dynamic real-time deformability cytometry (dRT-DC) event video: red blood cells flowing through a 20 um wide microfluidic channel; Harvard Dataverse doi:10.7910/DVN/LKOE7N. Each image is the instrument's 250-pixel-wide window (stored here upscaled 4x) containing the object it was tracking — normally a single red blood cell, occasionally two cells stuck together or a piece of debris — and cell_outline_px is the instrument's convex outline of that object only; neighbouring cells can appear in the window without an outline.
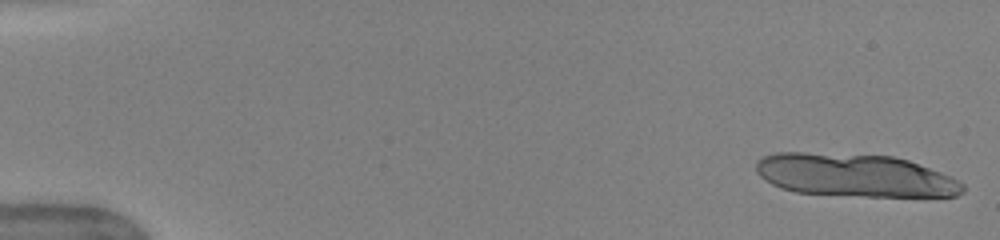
{"species": "human", "species_latin": "Homo sapiens", "temperature_condition": "warm", "stored_images_in_passage": 15, "camera_frame_rate_fps": 3000, "um_per_image_px": 0.085, "donor": {"sex": "female"}, "frame": {"image": 1, "passage_image": 1, "time_ms": 0.0, "image_size_px": [1000, 240], "cell_outline_px": [[964, 192], [956, 196], [864, 196], [796, 192], [780, 188], [772, 184], [760, 176], [756, 172], [756, 160], [764, 156], [776, 152], [804, 152], [892, 156], [908, 160], [952, 176], [964, 184]], "centroid_in_image_um": [72.66, 14.9], "position_along_channel_um": 12.3, "area_um2": 51.73}}